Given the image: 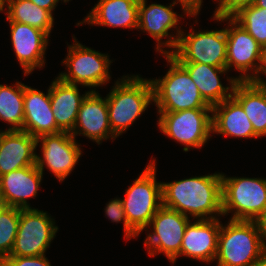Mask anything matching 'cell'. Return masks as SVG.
Instances as JSON below:
<instances>
[{
	"mask_svg": "<svg viewBox=\"0 0 266 266\" xmlns=\"http://www.w3.org/2000/svg\"><path fill=\"white\" fill-rule=\"evenodd\" d=\"M258 138L241 104L233 97L212 107V134Z\"/></svg>",
	"mask_w": 266,
	"mask_h": 266,
	"instance_id": "obj_24",
	"label": "cell"
},
{
	"mask_svg": "<svg viewBox=\"0 0 266 266\" xmlns=\"http://www.w3.org/2000/svg\"><path fill=\"white\" fill-rule=\"evenodd\" d=\"M195 221L186 226L180 253L171 263H175L177 257L183 255L206 263L215 260L221 221L218 218Z\"/></svg>",
	"mask_w": 266,
	"mask_h": 266,
	"instance_id": "obj_17",
	"label": "cell"
},
{
	"mask_svg": "<svg viewBox=\"0 0 266 266\" xmlns=\"http://www.w3.org/2000/svg\"><path fill=\"white\" fill-rule=\"evenodd\" d=\"M260 73L266 75V47L263 50V59H262Z\"/></svg>",
	"mask_w": 266,
	"mask_h": 266,
	"instance_id": "obj_37",
	"label": "cell"
},
{
	"mask_svg": "<svg viewBox=\"0 0 266 266\" xmlns=\"http://www.w3.org/2000/svg\"><path fill=\"white\" fill-rule=\"evenodd\" d=\"M179 3L182 6L183 13L188 16H197L199 12H194L185 2L182 0H174L170 6L152 3L146 5V0H139V13H138V27L141 31H146L152 38L157 41L156 50L164 56L170 54V50H163L162 46H167L171 49H176L180 36L170 35L168 31L177 27L179 23L178 15L172 11L174 5ZM170 35V37H168ZM168 37V40L161 42V39Z\"/></svg>",
	"mask_w": 266,
	"mask_h": 266,
	"instance_id": "obj_12",
	"label": "cell"
},
{
	"mask_svg": "<svg viewBox=\"0 0 266 266\" xmlns=\"http://www.w3.org/2000/svg\"><path fill=\"white\" fill-rule=\"evenodd\" d=\"M7 20L27 24L45 32L48 36L54 25L53 15L30 0H5Z\"/></svg>",
	"mask_w": 266,
	"mask_h": 266,
	"instance_id": "obj_26",
	"label": "cell"
},
{
	"mask_svg": "<svg viewBox=\"0 0 266 266\" xmlns=\"http://www.w3.org/2000/svg\"><path fill=\"white\" fill-rule=\"evenodd\" d=\"M46 212L35 208L20 209L18 232L10 256L36 257L45 255L58 227Z\"/></svg>",
	"mask_w": 266,
	"mask_h": 266,
	"instance_id": "obj_10",
	"label": "cell"
},
{
	"mask_svg": "<svg viewBox=\"0 0 266 266\" xmlns=\"http://www.w3.org/2000/svg\"><path fill=\"white\" fill-rule=\"evenodd\" d=\"M37 138L22 130H0V176L36 165Z\"/></svg>",
	"mask_w": 266,
	"mask_h": 266,
	"instance_id": "obj_19",
	"label": "cell"
},
{
	"mask_svg": "<svg viewBox=\"0 0 266 266\" xmlns=\"http://www.w3.org/2000/svg\"><path fill=\"white\" fill-rule=\"evenodd\" d=\"M254 5L259 8H266V0H255Z\"/></svg>",
	"mask_w": 266,
	"mask_h": 266,
	"instance_id": "obj_38",
	"label": "cell"
},
{
	"mask_svg": "<svg viewBox=\"0 0 266 266\" xmlns=\"http://www.w3.org/2000/svg\"><path fill=\"white\" fill-rule=\"evenodd\" d=\"M0 266H51L45 255L36 257H5Z\"/></svg>",
	"mask_w": 266,
	"mask_h": 266,
	"instance_id": "obj_32",
	"label": "cell"
},
{
	"mask_svg": "<svg viewBox=\"0 0 266 266\" xmlns=\"http://www.w3.org/2000/svg\"><path fill=\"white\" fill-rule=\"evenodd\" d=\"M218 7L214 11V18L231 17L242 7L254 4L255 0H216Z\"/></svg>",
	"mask_w": 266,
	"mask_h": 266,
	"instance_id": "obj_31",
	"label": "cell"
},
{
	"mask_svg": "<svg viewBox=\"0 0 266 266\" xmlns=\"http://www.w3.org/2000/svg\"><path fill=\"white\" fill-rule=\"evenodd\" d=\"M43 173L36 165L27 166L0 176V202L3 206L31 208L28 198L37 196Z\"/></svg>",
	"mask_w": 266,
	"mask_h": 266,
	"instance_id": "obj_18",
	"label": "cell"
},
{
	"mask_svg": "<svg viewBox=\"0 0 266 266\" xmlns=\"http://www.w3.org/2000/svg\"><path fill=\"white\" fill-rule=\"evenodd\" d=\"M39 142L42 143V157L36 155V166L42 173L47 166L60 182L64 181L81 157L80 144L68 132L41 135L37 145Z\"/></svg>",
	"mask_w": 266,
	"mask_h": 266,
	"instance_id": "obj_14",
	"label": "cell"
},
{
	"mask_svg": "<svg viewBox=\"0 0 266 266\" xmlns=\"http://www.w3.org/2000/svg\"><path fill=\"white\" fill-rule=\"evenodd\" d=\"M139 0H99L83 23L91 25L135 28L138 27Z\"/></svg>",
	"mask_w": 266,
	"mask_h": 266,
	"instance_id": "obj_23",
	"label": "cell"
},
{
	"mask_svg": "<svg viewBox=\"0 0 266 266\" xmlns=\"http://www.w3.org/2000/svg\"><path fill=\"white\" fill-rule=\"evenodd\" d=\"M32 3L36 4L40 8L48 10L51 14L57 6L59 0H30Z\"/></svg>",
	"mask_w": 266,
	"mask_h": 266,
	"instance_id": "obj_33",
	"label": "cell"
},
{
	"mask_svg": "<svg viewBox=\"0 0 266 266\" xmlns=\"http://www.w3.org/2000/svg\"><path fill=\"white\" fill-rule=\"evenodd\" d=\"M177 47L171 55L178 62H195L215 67H226L227 35L226 30L195 31L186 35L180 29Z\"/></svg>",
	"mask_w": 266,
	"mask_h": 266,
	"instance_id": "obj_8",
	"label": "cell"
},
{
	"mask_svg": "<svg viewBox=\"0 0 266 266\" xmlns=\"http://www.w3.org/2000/svg\"><path fill=\"white\" fill-rule=\"evenodd\" d=\"M231 18L263 48L266 47V8H259L252 4L242 7Z\"/></svg>",
	"mask_w": 266,
	"mask_h": 266,
	"instance_id": "obj_28",
	"label": "cell"
},
{
	"mask_svg": "<svg viewBox=\"0 0 266 266\" xmlns=\"http://www.w3.org/2000/svg\"><path fill=\"white\" fill-rule=\"evenodd\" d=\"M78 134L88 137L98 145L110 137L112 140L116 139L109 124L106 97L102 98L94 89L83 99L78 111L71 135L76 138Z\"/></svg>",
	"mask_w": 266,
	"mask_h": 266,
	"instance_id": "obj_16",
	"label": "cell"
},
{
	"mask_svg": "<svg viewBox=\"0 0 266 266\" xmlns=\"http://www.w3.org/2000/svg\"><path fill=\"white\" fill-rule=\"evenodd\" d=\"M119 80L106 96L109 124L115 137L124 133L154 102L151 79L133 75Z\"/></svg>",
	"mask_w": 266,
	"mask_h": 266,
	"instance_id": "obj_2",
	"label": "cell"
},
{
	"mask_svg": "<svg viewBox=\"0 0 266 266\" xmlns=\"http://www.w3.org/2000/svg\"><path fill=\"white\" fill-rule=\"evenodd\" d=\"M128 224L140 234L162 207V183L156 180V160H152L126 190L122 199Z\"/></svg>",
	"mask_w": 266,
	"mask_h": 266,
	"instance_id": "obj_6",
	"label": "cell"
},
{
	"mask_svg": "<svg viewBox=\"0 0 266 266\" xmlns=\"http://www.w3.org/2000/svg\"><path fill=\"white\" fill-rule=\"evenodd\" d=\"M263 245L255 221L229 220L219 230L217 266H257Z\"/></svg>",
	"mask_w": 266,
	"mask_h": 266,
	"instance_id": "obj_4",
	"label": "cell"
},
{
	"mask_svg": "<svg viewBox=\"0 0 266 266\" xmlns=\"http://www.w3.org/2000/svg\"><path fill=\"white\" fill-rule=\"evenodd\" d=\"M23 99V83L17 82L13 85V87L0 84V120H3L10 124V128H8L7 130L11 131L23 129Z\"/></svg>",
	"mask_w": 266,
	"mask_h": 266,
	"instance_id": "obj_27",
	"label": "cell"
},
{
	"mask_svg": "<svg viewBox=\"0 0 266 266\" xmlns=\"http://www.w3.org/2000/svg\"><path fill=\"white\" fill-rule=\"evenodd\" d=\"M5 0H0V12L4 11Z\"/></svg>",
	"mask_w": 266,
	"mask_h": 266,
	"instance_id": "obj_39",
	"label": "cell"
},
{
	"mask_svg": "<svg viewBox=\"0 0 266 266\" xmlns=\"http://www.w3.org/2000/svg\"><path fill=\"white\" fill-rule=\"evenodd\" d=\"M170 68L161 79L151 80L158 112H178L212 108L201 96L188 71L171 55L165 54Z\"/></svg>",
	"mask_w": 266,
	"mask_h": 266,
	"instance_id": "obj_3",
	"label": "cell"
},
{
	"mask_svg": "<svg viewBox=\"0 0 266 266\" xmlns=\"http://www.w3.org/2000/svg\"><path fill=\"white\" fill-rule=\"evenodd\" d=\"M158 113L161 132L184 145L185 152L191 147L201 148L212 137V108Z\"/></svg>",
	"mask_w": 266,
	"mask_h": 266,
	"instance_id": "obj_7",
	"label": "cell"
},
{
	"mask_svg": "<svg viewBox=\"0 0 266 266\" xmlns=\"http://www.w3.org/2000/svg\"><path fill=\"white\" fill-rule=\"evenodd\" d=\"M105 214L107 215L108 218H110L112 222L119 223L123 221L124 233H125L124 237L126 239L127 238L131 239L133 237L136 238L137 236H139V234L127 222V217L122 199L116 198L109 201V203L106 204Z\"/></svg>",
	"mask_w": 266,
	"mask_h": 266,
	"instance_id": "obj_30",
	"label": "cell"
},
{
	"mask_svg": "<svg viewBox=\"0 0 266 266\" xmlns=\"http://www.w3.org/2000/svg\"><path fill=\"white\" fill-rule=\"evenodd\" d=\"M257 266H266V243H264L258 258Z\"/></svg>",
	"mask_w": 266,
	"mask_h": 266,
	"instance_id": "obj_36",
	"label": "cell"
},
{
	"mask_svg": "<svg viewBox=\"0 0 266 266\" xmlns=\"http://www.w3.org/2000/svg\"><path fill=\"white\" fill-rule=\"evenodd\" d=\"M162 206L197 220L222 216L221 173L162 182Z\"/></svg>",
	"mask_w": 266,
	"mask_h": 266,
	"instance_id": "obj_1",
	"label": "cell"
},
{
	"mask_svg": "<svg viewBox=\"0 0 266 266\" xmlns=\"http://www.w3.org/2000/svg\"><path fill=\"white\" fill-rule=\"evenodd\" d=\"M179 63L188 71L201 96L211 107L232 96L234 86L238 80L234 77L227 78L230 86H223L219 75L228 72L226 67H215L195 62ZM229 90L230 92H228Z\"/></svg>",
	"mask_w": 266,
	"mask_h": 266,
	"instance_id": "obj_21",
	"label": "cell"
},
{
	"mask_svg": "<svg viewBox=\"0 0 266 266\" xmlns=\"http://www.w3.org/2000/svg\"><path fill=\"white\" fill-rule=\"evenodd\" d=\"M254 81L263 84L266 87V80H254Z\"/></svg>",
	"mask_w": 266,
	"mask_h": 266,
	"instance_id": "obj_40",
	"label": "cell"
},
{
	"mask_svg": "<svg viewBox=\"0 0 266 266\" xmlns=\"http://www.w3.org/2000/svg\"><path fill=\"white\" fill-rule=\"evenodd\" d=\"M189 222L188 216L162 206L149 223L153 232L147 233L144 242L148 254L155 256L163 253L171 262L180 253L185 228Z\"/></svg>",
	"mask_w": 266,
	"mask_h": 266,
	"instance_id": "obj_13",
	"label": "cell"
},
{
	"mask_svg": "<svg viewBox=\"0 0 266 266\" xmlns=\"http://www.w3.org/2000/svg\"><path fill=\"white\" fill-rule=\"evenodd\" d=\"M73 39L74 44L68 46V55L62 61L68 72L60 73L58 77L64 82L89 88L108 83L111 78L109 66L112 63L109 55L80 44L75 37Z\"/></svg>",
	"mask_w": 266,
	"mask_h": 266,
	"instance_id": "obj_11",
	"label": "cell"
},
{
	"mask_svg": "<svg viewBox=\"0 0 266 266\" xmlns=\"http://www.w3.org/2000/svg\"><path fill=\"white\" fill-rule=\"evenodd\" d=\"M213 20L221 22L229 20V24L225 28L227 35V70H230L233 66L241 72L239 77H236L238 81L262 80L259 73L264 48L231 17L214 18ZM251 71H253L252 74Z\"/></svg>",
	"mask_w": 266,
	"mask_h": 266,
	"instance_id": "obj_9",
	"label": "cell"
},
{
	"mask_svg": "<svg viewBox=\"0 0 266 266\" xmlns=\"http://www.w3.org/2000/svg\"><path fill=\"white\" fill-rule=\"evenodd\" d=\"M61 1H63V2H65V3H67L68 1H70V0H61Z\"/></svg>",
	"mask_w": 266,
	"mask_h": 266,
	"instance_id": "obj_41",
	"label": "cell"
},
{
	"mask_svg": "<svg viewBox=\"0 0 266 266\" xmlns=\"http://www.w3.org/2000/svg\"><path fill=\"white\" fill-rule=\"evenodd\" d=\"M20 208L0 206V262L10 256L18 232Z\"/></svg>",
	"mask_w": 266,
	"mask_h": 266,
	"instance_id": "obj_29",
	"label": "cell"
},
{
	"mask_svg": "<svg viewBox=\"0 0 266 266\" xmlns=\"http://www.w3.org/2000/svg\"><path fill=\"white\" fill-rule=\"evenodd\" d=\"M232 96L241 104L254 132L266 136V87L255 81H238Z\"/></svg>",
	"mask_w": 266,
	"mask_h": 266,
	"instance_id": "obj_25",
	"label": "cell"
},
{
	"mask_svg": "<svg viewBox=\"0 0 266 266\" xmlns=\"http://www.w3.org/2000/svg\"><path fill=\"white\" fill-rule=\"evenodd\" d=\"M185 2L194 12H200L203 0H182Z\"/></svg>",
	"mask_w": 266,
	"mask_h": 266,
	"instance_id": "obj_35",
	"label": "cell"
},
{
	"mask_svg": "<svg viewBox=\"0 0 266 266\" xmlns=\"http://www.w3.org/2000/svg\"><path fill=\"white\" fill-rule=\"evenodd\" d=\"M11 29V42L16 57L23 68L24 75L31 74L34 69L45 64V51L49 36L30 25L8 21Z\"/></svg>",
	"mask_w": 266,
	"mask_h": 266,
	"instance_id": "obj_15",
	"label": "cell"
},
{
	"mask_svg": "<svg viewBox=\"0 0 266 266\" xmlns=\"http://www.w3.org/2000/svg\"><path fill=\"white\" fill-rule=\"evenodd\" d=\"M24 125L22 131L38 138L44 134L62 132L55 122L50 103V87L46 95L37 89L24 85Z\"/></svg>",
	"mask_w": 266,
	"mask_h": 266,
	"instance_id": "obj_20",
	"label": "cell"
},
{
	"mask_svg": "<svg viewBox=\"0 0 266 266\" xmlns=\"http://www.w3.org/2000/svg\"><path fill=\"white\" fill-rule=\"evenodd\" d=\"M223 216L230 220L255 221L266 210V178L226 177L221 173Z\"/></svg>",
	"mask_w": 266,
	"mask_h": 266,
	"instance_id": "obj_5",
	"label": "cell"
},
{
	"mask_svg": "<svg viewBox=\"0 0 266 266\" xmlns=\"http://www.w3.org/2000/svg\"><path fill=\"white\" fill-rule=\"evenodd\" d=\"M89 92L81 96L78 85L64 82L59 77L51 83V108L57 127L62 132L72 133L81 103Z\"/></svg>",
	"mask_w": 266,
	"mask_h": 266,
	"instance_id": "obj_22",
	"label": "cell"
},
{
	"mask_svg": "<svg viewBox=\"0 0 266 266\" xmlns=\"http://www.w3.org/2000/svg\"><path fill=\"white\" fill-rule=\"evenodd\" d=\"M255 222L263 242L266 243V210L255 220Z\"/></svg>",
	"mask_w": 266,
	"mask_h": 266,
	"instance_id": "obj_34",
	"label": "cell"
}]
</instances>
